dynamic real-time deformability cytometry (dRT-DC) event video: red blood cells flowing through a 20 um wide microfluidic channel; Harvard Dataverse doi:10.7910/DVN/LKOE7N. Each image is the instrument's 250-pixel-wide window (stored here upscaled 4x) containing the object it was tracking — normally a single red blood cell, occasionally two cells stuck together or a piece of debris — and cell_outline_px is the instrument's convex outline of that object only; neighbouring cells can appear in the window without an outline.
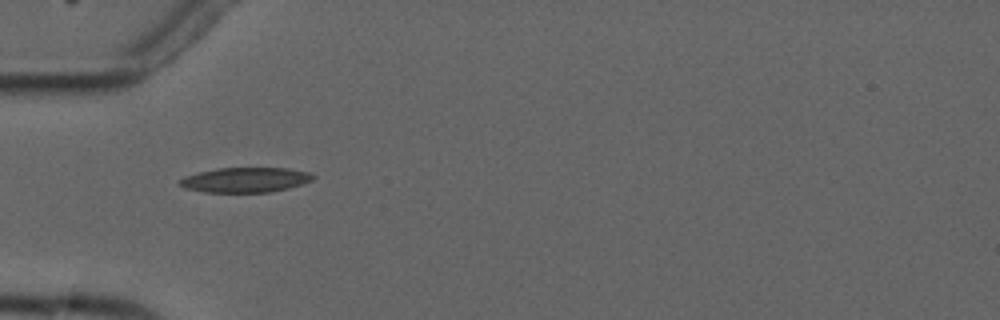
{"species": "common noctule bat (a hibernating species)", "species_latin": "Nyctalus noctula", "temperature_condition": "cold", "stored_images_in_passage": 2, "camera_frame_rate_fps": 3000, "um_per_image_px": 0.085, "animal": {"sex": "male", "forearm_length_mm": 52.5}, "frame": {"image": 1, "passage_image": 1, "time_ms": 0.0, "image_size_px": [1000, 320], "cell_outline_px": [[316, 176], [312, 180], [288, 188], [268, 192], [204, 192], [184, 188], [180, 184], [180, 180], [184, 176], [216, 168], [288, 168], [308, 172]], "centroid_in_image_um": [20.85, 15.28], "position_along_channel_um": 64.2, "area_um2": 19.19}}